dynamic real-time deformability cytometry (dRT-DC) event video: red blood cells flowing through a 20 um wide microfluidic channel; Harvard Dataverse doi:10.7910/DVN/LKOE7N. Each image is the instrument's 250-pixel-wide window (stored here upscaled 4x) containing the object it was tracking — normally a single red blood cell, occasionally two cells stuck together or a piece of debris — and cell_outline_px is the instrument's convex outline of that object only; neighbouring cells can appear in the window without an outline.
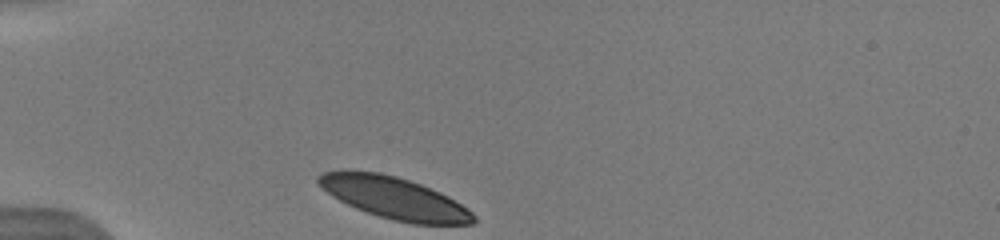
{"species": "human", "species_latin": "Homo sapiens", "temperature_condition": "warm", "stored_images_in_passage": 27, "camera_frame_rate_fps": 3000, "um_per_image_px": 0.085, "donor": {"sex": "male"}, "frame": {"image": 1, "passage_image": 1, "time_ms": 0.0, "image_size_px": [1000, 240], "cell_outline_px": [[476, 220], [472, 224], [412, 224], [392, 220], [356, 208], [332, 196], [316, 180], [316, 176], [324, 172], [348, 168], [380, 172], [396, 176], [420, 184], [440, 192], [448, 196], [472, 212], [476, 216]], "centroid_in_image_um": [33.49, 16.8], "position_along_channel_um": 51.5, "area_um2": 37.92}, "authors_computed_cell_mechanics": {"area_um2": 39.9976, "velocity_mm_per_s": 3.9553, "shape_relaxation_time_tau1_ms": 0.4826, "shape_relaxation_time_tau2_ms": 6.3554, "deformation_change_tau1": 0.0423, "deformation_change_tau2": 0.1447}}